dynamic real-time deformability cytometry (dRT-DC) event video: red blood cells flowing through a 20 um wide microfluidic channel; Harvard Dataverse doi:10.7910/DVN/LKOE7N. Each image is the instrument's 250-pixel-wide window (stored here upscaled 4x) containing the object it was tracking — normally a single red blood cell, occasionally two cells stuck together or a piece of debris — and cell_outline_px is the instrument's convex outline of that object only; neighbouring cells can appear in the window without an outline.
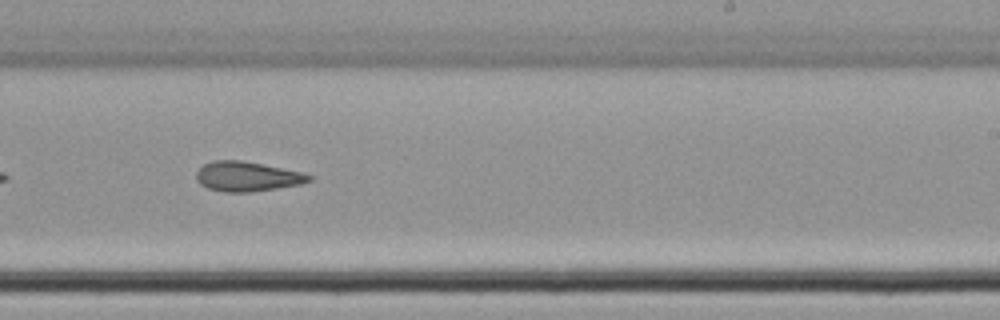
{"species": "common noctule bat (a hibernating species)", "species_latin": "Nyctalus noctula", "temperature_condition": "cold", "stored_images_in_passage": 20, "camera_frame_rate_fps": 3000, "um_per_image_px": 0.085, "animal": {"sex": "female", "body_mass_g": 22.7, "forearm_length_mm": 54.2}, "frame": {"image": 1, "passage_image": 17, "time_ms": 5.333, "image_size_px": [1000, 320], "cell_outline_px": [[312, 180], [300, 184], [276, 188], [248, 192], [224, 192], [208, 188], [200, 184], [196, 180], [196, 172], [204, 164], [212, 160], [240, 160], [304, 172], [312, 176]], "centroid_in_image_um": [20.99, 14.99], "position_along_channel_um": 268.0, "area_um2": 19.48}}